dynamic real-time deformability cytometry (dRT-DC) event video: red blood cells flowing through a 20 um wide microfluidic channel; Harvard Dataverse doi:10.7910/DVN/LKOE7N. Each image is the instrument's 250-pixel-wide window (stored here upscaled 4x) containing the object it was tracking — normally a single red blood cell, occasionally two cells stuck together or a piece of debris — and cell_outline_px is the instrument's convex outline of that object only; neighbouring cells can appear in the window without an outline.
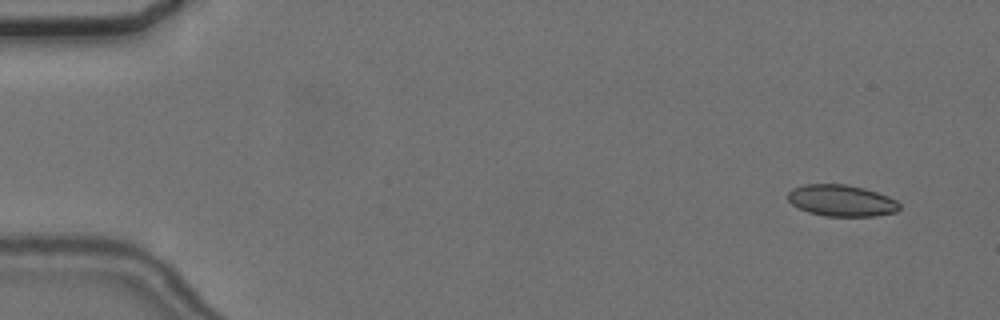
{"species": "common noctule bat (a hibernating species)", "species_latin": "Nyctalus noctula", "temperature_condition": "cold", "stored_images_in_passage": 6, "camera_frame_rate_fps": 3000, "um_per_image_px": 0.085, "animal": {"sex": "female", "body_mass_g": 24.6, "forearm_length_mm": 56.2}, "frame": {"image": 1, "passage_image": 1, "time_ms": 0.0, "image_size_px": [1000, 320], "cell_outline_px": [[900, 208], [896, 212], [876, 216], [824, 216], [808, 212], [792, 204], [788, 200], [788, 192], [792, 188], [804, 184], [844, 184], [864, 188], [888, 196], [896, 200], [900, 204]], "centroid_in_image_um": [71.52, 17.05], "position_along_channel_um": 13.5, "area_um2": 20.52}}
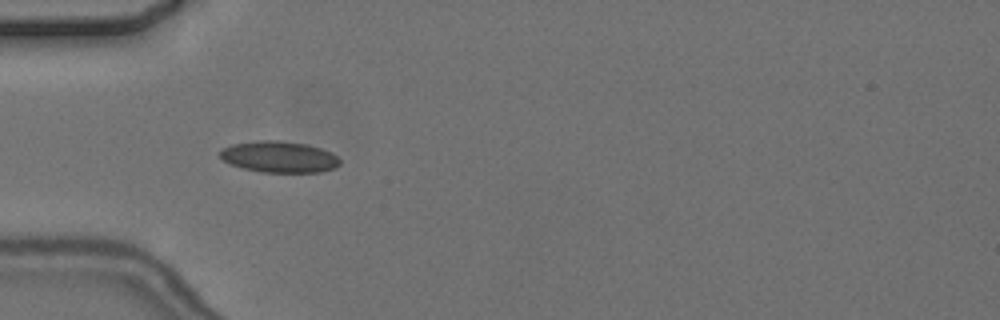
{"frame": {"image": 2, "passage_image": 5, "time_ms": 4.667, "image_size_px": [1000, 320], "cell_outline_px": [[340, 164], [336, 168], [320, 172], [260, 172], [228, 164], [220, 156], [220, 148], [232, 144], [260, 140], [280, 140], [308, 144], [332, 152], [340, 160]], "centroid_in_image_um": [23.73, 13.33], "position_along_channel_um": 61.3, "area_um2": 22.08}}
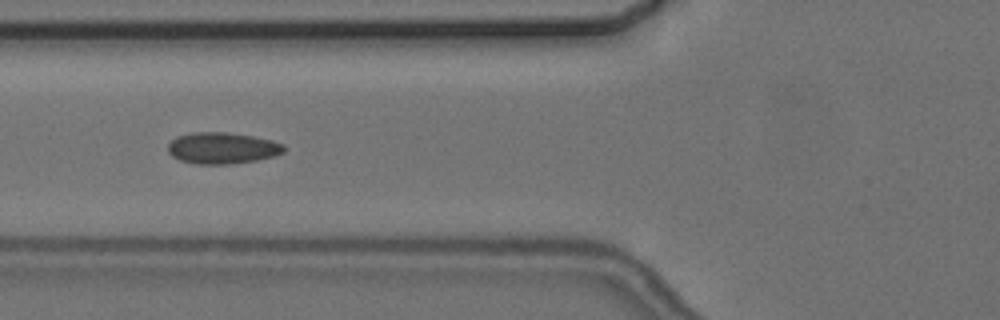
{"frame": {"image": 3, "passage_image": 6, "time_ms": 6.0, "image_size_px": [1000, 320], "cell_outline_px": [[288, 148], [284, 152], [272, 156], [256, 160], [232, 164], [196, 164], [180, 160], [172, 156], [168, 152], [168, 144], [176, 136], [192, 132], [228, 132], [252, 136], [272, 140], [284, 144]], "centroid_in_image_um": [18.9, 12.58], "position_along_channel_um": 106.9, "area_um2": 21.39}}